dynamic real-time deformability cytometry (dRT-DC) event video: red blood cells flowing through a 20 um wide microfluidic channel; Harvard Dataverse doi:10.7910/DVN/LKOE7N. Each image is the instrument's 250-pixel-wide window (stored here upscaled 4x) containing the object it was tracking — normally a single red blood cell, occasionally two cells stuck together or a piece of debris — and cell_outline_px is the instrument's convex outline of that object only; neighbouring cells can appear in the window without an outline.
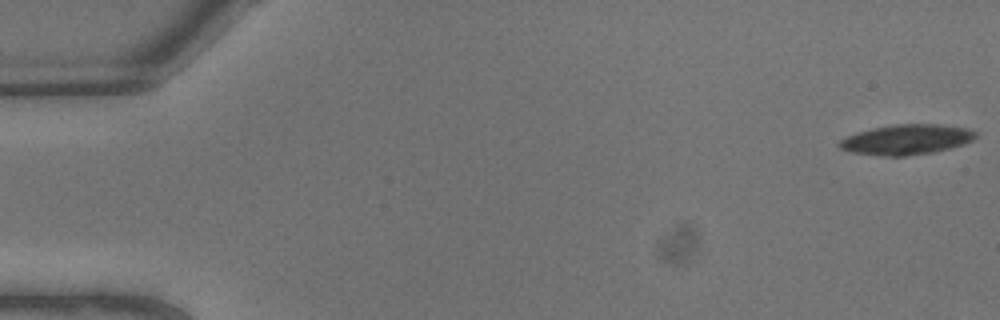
{"species": "common noctule bat (a hibernating species)", "species_latin": "Nyctalus noctula", "temperature_condition": "warm", "stored_images_in_passage": 7, "camera_frame_rate_fps": 3000, "um_per_image_px": 0.085, "animal": {"sex": "male", "body_mass_g": 13.3}, "frame": {"image": 1, "passage_image": 1, "time_ms": 0.0, "image_size_px": [1000, 320], "cell_outline_px": [[976, 136], [972, 140], [964, 144], [932, 152], [904, 156], [884, 156], [852, 152], [840, 148], [836, 144], [840, 140], [848, 136], [860, 132], [876, 128], [896, 124], [936, 124], [968, 128], [976, 132]], "centroid_in_image_um": [77.06, 11.86], "position_along_channel_um": 7.9, "area_um2": 23.52}}
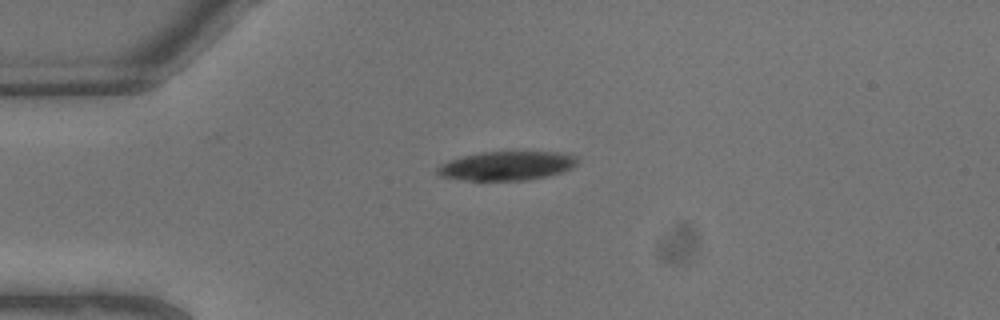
{"frame": {"image": 2, "passage_image": 6, "time_ms": 1.667, "image_size_px": [1000, 320], "cell_outline_px": [[576, 164], [572, 168], [548, 176], [528, 180], [464, 180], [440, 176], [436, 172], [436, 168], [440, 164], [448, 160], [464, 156], [484, 152], [556, 152], [576, 156]], "centroid_in_image_um": [43.04, 14.1], "position_along_channel_um": 42.0, "area_um2": 23.47}}